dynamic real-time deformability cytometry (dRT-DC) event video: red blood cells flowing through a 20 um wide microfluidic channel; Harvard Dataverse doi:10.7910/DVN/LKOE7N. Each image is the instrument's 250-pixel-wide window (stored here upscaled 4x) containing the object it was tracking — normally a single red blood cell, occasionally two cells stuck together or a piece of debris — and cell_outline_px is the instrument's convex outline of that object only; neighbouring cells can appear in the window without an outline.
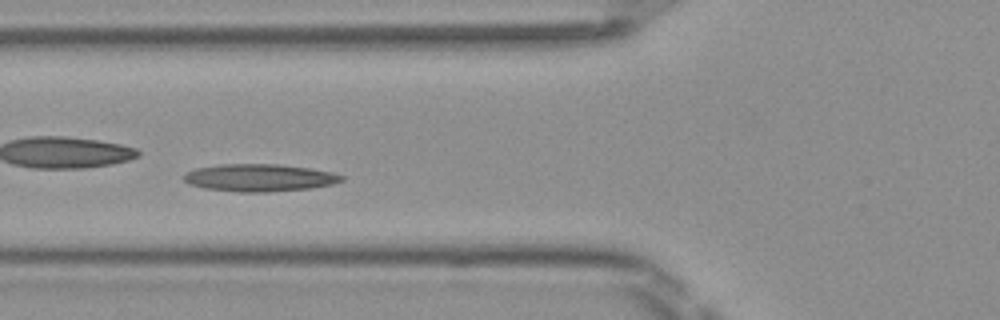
{"species": "Egyptian fruit bat (a non-hibernating species)", "species_latin": "Rousettus aegyptiacus", "temperature_condition": "room temperature", "stored_images_in_passage": 43, "camera_frame_rate_fps": 3000, "um_per_image_px": 0.085, "frame": {"image": 1, "passage_image": 12, "time_ms": 3.667, "image_size_px": [1000, 320], "cell_outline_px": [[344, 180], [332, 184], [312, 188], [268, 192], [240, 192], [204, 188], [188, 184], [184, 180], [184, 176], [188, 172], [196, 168], [220, 164], [276, 164], [308, 168], [332, 172], [344, 176]], "centroid_in_image_um": [22.06, 15.11], "position_along_channel_um": 103.7, "area_um2": 25.14}}
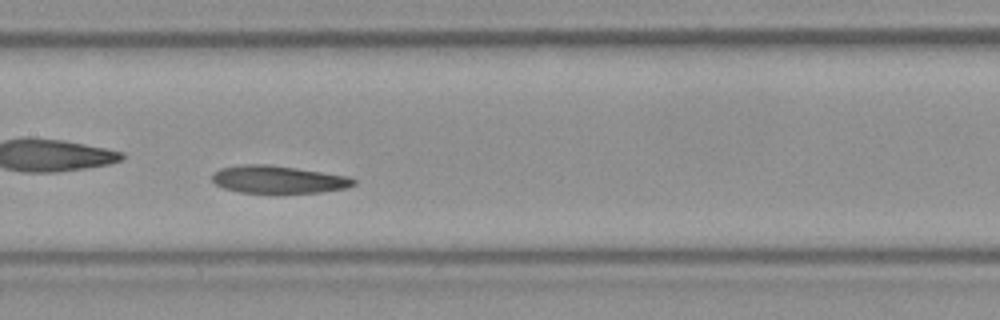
{"frame": {"image": 2, "passage_image": 18, "time_ms": 5.667, "image_size_px": [1000, 320], "cell_outline_px": [[356, 184], [344, 188], [320, 192], [240, 192], [224, 188], [216, 184], [212, 180], [212, 172], [220, 168], [244, 164], [268, 164], [296, 168], [348, 176], [356, 180]], "centroid_in_image_um": [23.62, 15.24], "position_along_channel_um": 183.8, "area_um2": 22.48}}
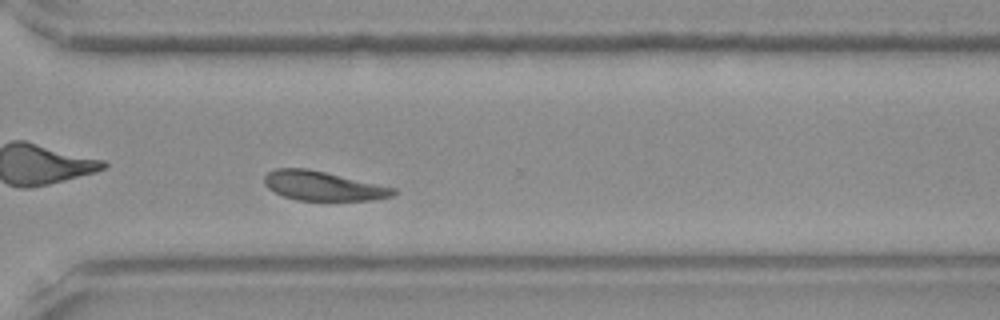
{"frame": {"image": 3, "passage_image": 30, "time_ms": 9.667, "image_size_px": [1000, 320], "cell_outline_px": [[396, 192], [392, 196], [372, 200], [296, 200], [284, 196], [268, 188], [264, 184], [264, 176], [268, 172], [276, 168], [308, 168], [396, 188]], "centroid_in_image_um": [27.44, 15.79], "position_along_channel_um": 343.2, "area_um2": 21.91}, "authors_computed_cell_mechanics": {"area_um2": 22.8888, "velocity_mm_per_s": 3.989, "shape_relaxation_time_tau1_ms": null, "shape_relaxation_time_tau2_ms": 8.2832, "deformation_change_tau1": null, "deformation_change_tau2": 0.1374}}